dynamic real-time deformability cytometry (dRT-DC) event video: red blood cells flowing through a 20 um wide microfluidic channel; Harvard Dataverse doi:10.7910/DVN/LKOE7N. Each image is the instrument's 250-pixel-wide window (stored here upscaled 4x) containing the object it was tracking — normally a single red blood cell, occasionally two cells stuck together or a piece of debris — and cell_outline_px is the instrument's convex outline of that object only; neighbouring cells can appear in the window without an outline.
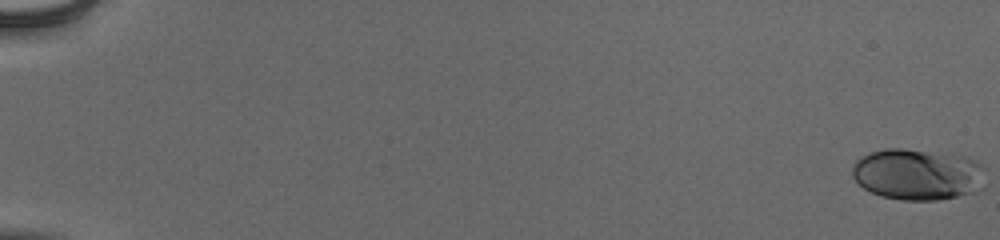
{"species": "human", "species_latin": "Homo sapiens", "temperature_condition": "cold", "stored_images_in_passage": 54, "camera_frame_rate_fps": 3000, "um_per_image_px": 0.085, "donor": {"sex": "male"}, "frame": {"image": 1, "passage_image": 1, "time_ms": 0.0, "image_size_px": [1000, 240], "cell_outline_px": [[984, 188], [976, 192], [936, 200], [900, 200], [880, 196], [864, 188], [852, 176], [852, 168], [856, 160], [860, 156], [868, 152], [884, 148], [904, 148], [964, 156], [976, 160], [984, 168]], "centroid_in_image_um": [78.0, 14.81], "position_along_channel_um": 7.0, "area_um2": 40.23}}
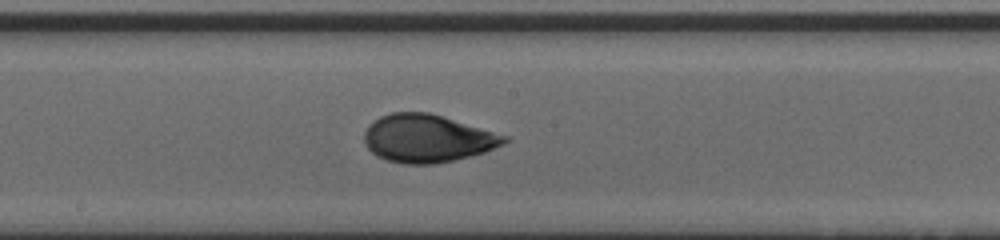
{"frame": {"image": 2, "passage_image": 33, "time_ms": 10.667, "image_size_px": [1000, 240], "cell_outline_px": [[512, 140], [504, 144], [484, 152], [436, 164], [404, 164], [388, 160], [376, 156], [364, 144], [364, 132], [368, 124], [380, 116], [392, 112], [428, 112], [508, 136]], "centroid_in_image_um": [36.3, 11.76], "position_along_channel_um": 211.9, "area_um2": 38.96}}
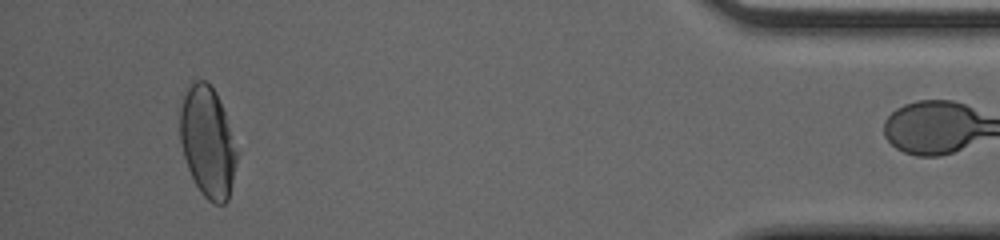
{"frame": {"image": 3, "passage_image": 53, "time_ms": 17.333, "image_size_px": [1000, 240], "cell_outline_px": [[240, 152], [228, 200], [224, 204], [212, 204], [200, 192], [188, 168], [184, 156], [180, 140], [180, 108], [184, 96], [188, 88], [196, 80], [204, 80], [216, 92]], "centroid_in_image_um": [17.68, 12.12], "position_along_channel_um": 417.5, "area_um2": 36.82}}